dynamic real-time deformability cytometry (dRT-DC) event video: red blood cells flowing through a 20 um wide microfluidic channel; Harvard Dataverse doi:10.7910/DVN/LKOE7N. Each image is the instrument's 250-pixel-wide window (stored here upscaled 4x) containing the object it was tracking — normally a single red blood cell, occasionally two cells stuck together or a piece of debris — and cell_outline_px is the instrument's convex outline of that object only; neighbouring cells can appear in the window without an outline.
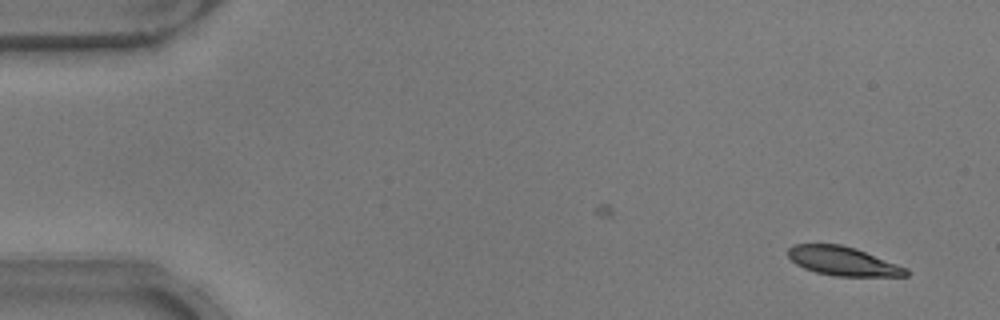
{"species": "common noctule bat (a hibernating species)", "species_latin": "Nyctalus noctula", "temperature_condition": "warm", "stored_images_in_passage": 11, "camera_frame_rate_fps": 3000, "um_per_image_px": 0.085, "animal": {"sex": "male", "body_mass_g": 17.9}, "frame": {"image": 1, "passage_image": 1, "time_ms": 0.0, "image_size_px": [1000, 320], "cell_outline_px": [[908, 276], [836, 276], [816, 272], [804, 268], [796, 264], [788, 256], [788, 248], [792, 244], [840, 244], [856, 248], [908, 268]], "centroid_in_image_um": [71.65, 22.19], "position_along_channel_um": 13.4, "area_um2": 19.88}}
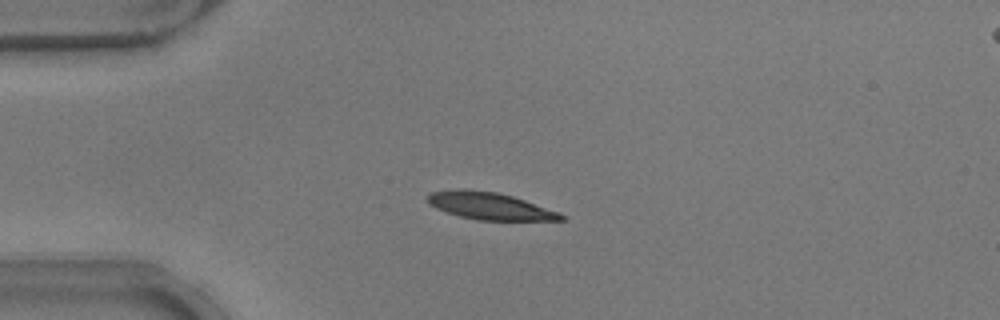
{"frame": {"image": 2, "passage_image": 11, "time_ms": 3.333, "image_size_px": [1000, 320], "cell_outline_px": [[564, 220], [476, 220], [460, 216], [436, 208], [428, 204], [428, 196], [432, 192], [460, 188], [464, 188], [496, 192], [512, 196], [560, 212], [564, 216]], "centroid_in_image_um": [41.62, 17.5], "position_along_channel_um": 43.4, "area_um2": 20.98}}